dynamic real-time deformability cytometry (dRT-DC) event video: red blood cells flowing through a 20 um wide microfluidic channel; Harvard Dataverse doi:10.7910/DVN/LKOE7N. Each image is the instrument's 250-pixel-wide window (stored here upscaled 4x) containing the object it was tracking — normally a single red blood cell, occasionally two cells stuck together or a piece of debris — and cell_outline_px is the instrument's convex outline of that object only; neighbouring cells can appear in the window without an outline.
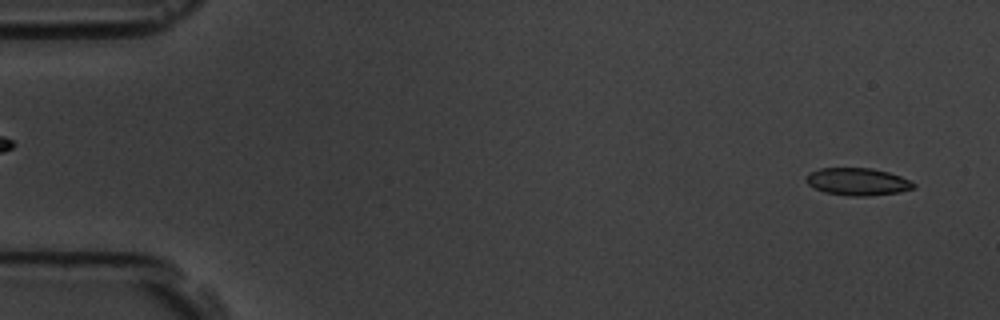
{"species": "common noctule bat (a hibernating species)", "species_latin": "Nyctalus noctula", "temperature_condition": "room temperature", "stored_images_in_passage": 56, "camera_frame_rate_fps": 3000, "um_per_image_px": 0.085, "animal": {"sex": "male", "body_mass_g": 19.5, "forearm_length_mm": 54.6}, "frame": {"image": 1, "passage_image": 3, "time_ms": 0.667, "image_size_px": [1000, 320], "cell_outline_px": [[916, 188], [900, 192], [868, 196], [848, 196], [824, 192], [808, 184], [804, 180], [808, 172], [820, 168], [872, 168], [888, 172], [912, 180], [916, 184]], "centroid_in_image_um": [72.91, 15.44], "position_along_channel_um": 12.1, "area_um2": 17.4}}
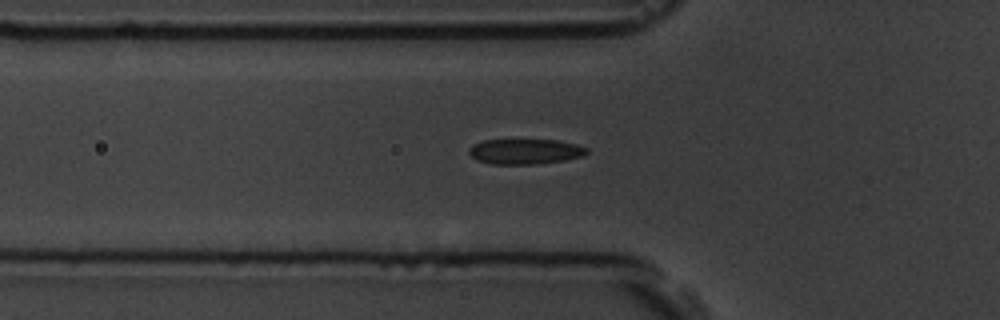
{"frame": {"image": 2, "passage_image": 19, "time_ms": 6.0, "image_size_px": [1000, 320], "cell_outline_px": [[588, 152], [584, 156], [564, 160], [536, 164], [492, 164], [476, 160], [468, 152], [468, 148], [472, 144], [484, 140], [556, 140], [576, 144], [588, 148]], "centroid_in_image_um": [44.62, 12.88], "position_along_channel_um": 81.2, "area_um2": 17.4}}
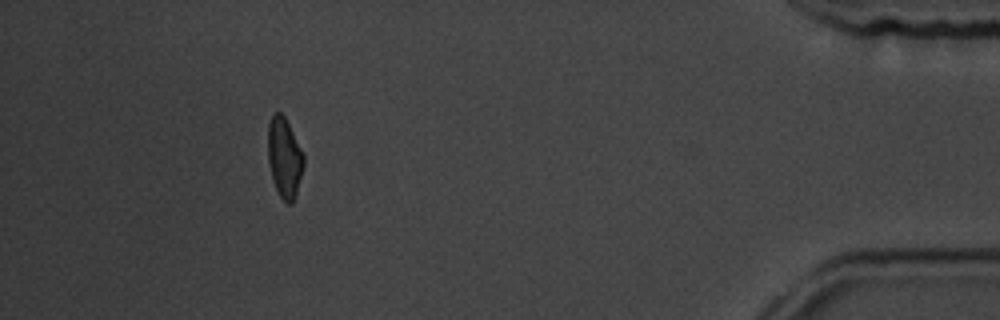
{"frame": {"image": 3, "passage_image": 51, "time_ms": 16.667, "image_size_px": [1000, 320], "cell_outline_px": [[304, 164], [296, 192], [292, 204], [288, 204], [280, 196], [272, 180], [268, 164], [268, 124], [272, 112], [280, 112], [284, 116], [304, 156]], "centroid_in_image_um": [24.14, 13.38], "position_along_channel_um": 411.1, "area_um2": 16.47}, "authors_computed_cell_mechanics": {"area_um2": 17.4556, "velocity_mm_per_s": 3.6501, "shape_relaxation_time_tau1_ms": 2.9169, "shape_relaxation_time_tau2_ms": 1.8181, "deformation_change_tau1": 0.1181, "deformation_change_tau2": 0.0614}}